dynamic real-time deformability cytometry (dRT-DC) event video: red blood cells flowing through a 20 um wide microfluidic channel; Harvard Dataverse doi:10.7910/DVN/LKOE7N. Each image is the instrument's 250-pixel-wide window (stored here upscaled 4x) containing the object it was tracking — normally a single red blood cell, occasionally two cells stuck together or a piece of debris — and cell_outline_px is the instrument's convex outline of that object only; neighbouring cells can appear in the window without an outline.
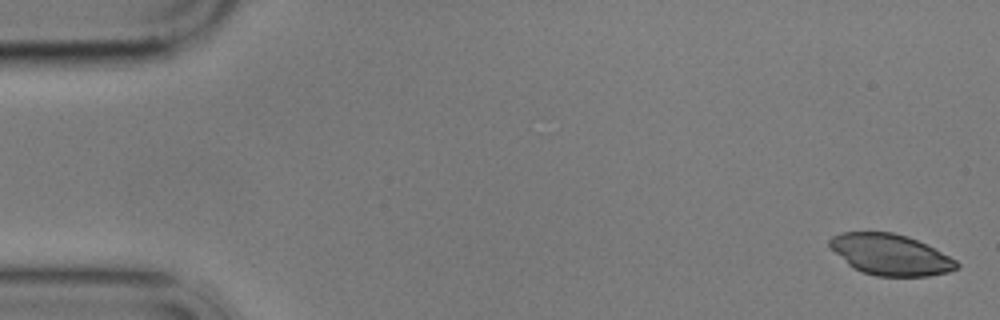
{"species": "common noctule bat (a hibernating species)", "species_latin": "Nyctalus noctula", "temperature_condition": "cold", "stored_images_in_passage": 5, "camera_frame_rate_fps": 3000, "um_per_image_px": 0.085, "animal": {"sex": "male", "body_mass_g": 17.9}, "frame": {"image": 1, "passage_image": 1, "time_ms": 0.0, "image_size_px": [1000, 320], "cell_outline_px": [[960, 264], [956, 268], [948, 272], [928, 276], [876, 276], [852, 268], [828, 244], [828, 240], [832, 236], [840, 232], [892, 232], [908, 236], [956, 260]], "centroid_in_image_um": [75.66, 21.64], "position_along_channel_um": 9.3, "area_um2": 29.94}}